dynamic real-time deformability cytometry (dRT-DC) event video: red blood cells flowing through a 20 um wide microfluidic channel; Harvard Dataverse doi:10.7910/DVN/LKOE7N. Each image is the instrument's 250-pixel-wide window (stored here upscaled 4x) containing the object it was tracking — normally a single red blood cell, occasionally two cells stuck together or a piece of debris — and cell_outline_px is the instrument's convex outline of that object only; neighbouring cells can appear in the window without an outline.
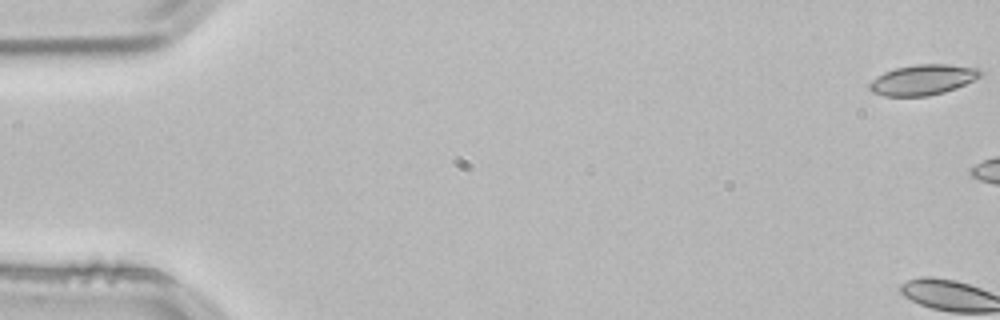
{"species": "common noctule bat (a hibernating species)", "species_latin": "Nyctalus noctula", "temperature_condition": "room temperature", "stored_images_in_passage": 3, "camera_frame_rate_fps": 3000, "um_per_image_px": 0.085, "animal": {"sex": "male", "body_mass_g": 21.5, "forearm_length_mm": 52.0}, "frame": {"image": 1, "passage_image": 1, "time_ms": 0.0, "image_size_px": [1000, 320], "cell_outline_px": [[980, 76], [956, 88], [944, 92], [928, 96], [884, 96], [872, 92], [868, 88], [868, 84], [876, 76], [884, 72], [896, 68], [916, 64], [948, 64], [980, 68]], "centroid_in_image_um": [78.4, 6.78], "position_along_channel_um": 6.6, "area_um2": 19.59}}